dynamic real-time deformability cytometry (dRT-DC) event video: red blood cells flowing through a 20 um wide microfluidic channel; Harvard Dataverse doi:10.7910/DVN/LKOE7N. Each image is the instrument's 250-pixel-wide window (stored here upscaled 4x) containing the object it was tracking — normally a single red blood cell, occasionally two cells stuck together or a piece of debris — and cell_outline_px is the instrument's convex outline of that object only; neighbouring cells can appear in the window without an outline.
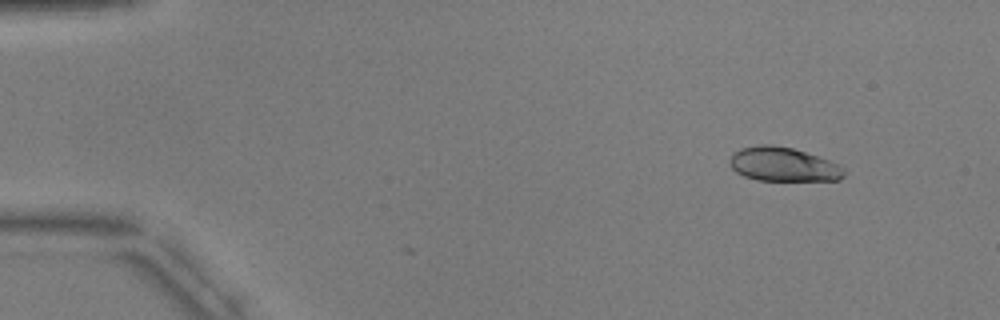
{"species": "common noctule bat (a hibernating species)", "species_latin": "Nyctalus noctula", "temperature_condition": "warm", "stored_images_in_passage": 8, "camera_frame_rate_fps": 3000, "um_per_image_px": 0.085, "animal": {"sex": "male", "body_mass_g": 17.9, "forearm_length_mm": 54.2}, "frame": {"image": 1, "passage_image": 2, "time_ms": 1.333, "image_size_px": [1000, 320], "cell_outline_px": [[844, 176], [840, 180], [756, 180], [744, 176], [736, 172], [732, 168], [728, 160], [740, 148], [760, 144], [772, 144], [792, 148], [840, 164], [844, 168]], "centroid_in_image_um": [66.57, 13.97], "position_along_channel_um": 18.4, "area_um2": 22.6}}
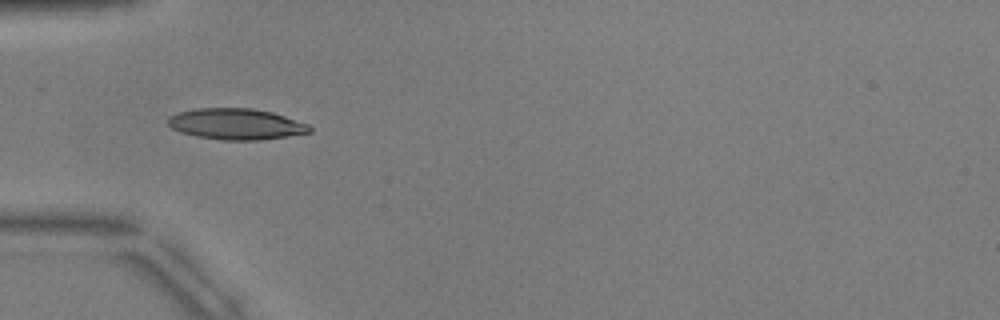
{"frame": {"image": 2, "passage_image": 5, "time_ms": 5.333, "image_size_px": [1000, 320], "cell_outline_px": [[312, 132], [288, 136], [260, 140], [224, 140], [196, 136], [180, 132], [172, 128], [168, 124], [168, 116], [180, 112], [196, 108], [252, 108], [272, 112], [308, 124], [312, 128]], "centroid_in_image_um": [20.07, 10.54], "position_along_channel_um": 64.9, "area_um2": 25.61}}
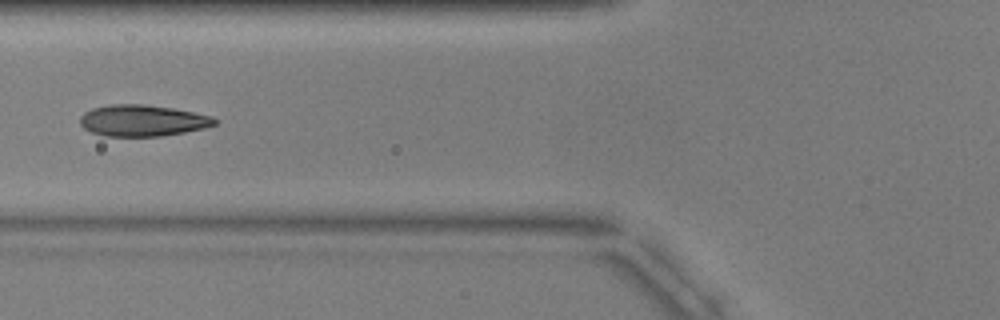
{"frame": {"image": 3, "passage_image": 6, "time_ms": 6.667, "image_size_px": [1000, 320], "cell_outline_px": [[220, 120], [216, 124], [204, 128], [184, 132], [160, 136], [104, 136], [92, 132], [84, 128], [80, 124], [80, 116], [84, 112], [92, 108], [112, 104], [144, 104], [172, 108], [212, 116]], "centroid_in_image_um": [12.11, 10.24], "position_along_channel_um": 113.7, "area_um2": 24.62}}